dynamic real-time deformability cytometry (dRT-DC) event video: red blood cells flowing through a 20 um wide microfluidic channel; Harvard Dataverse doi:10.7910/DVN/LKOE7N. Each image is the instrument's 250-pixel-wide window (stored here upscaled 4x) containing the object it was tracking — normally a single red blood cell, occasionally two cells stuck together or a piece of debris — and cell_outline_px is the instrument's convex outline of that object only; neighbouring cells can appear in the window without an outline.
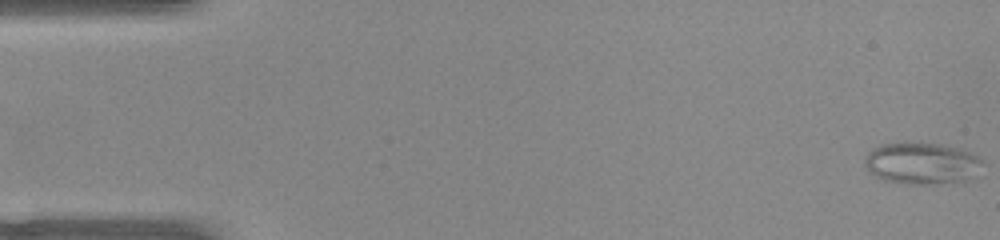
{"species": "common noctule bat (a hibernating species)", "species_latin": "Nyctalus noctula", "temperature_condition": "warm", "stored_images_in_passage": 52, "camera_frame_rate_fps": 3000, "um_per_image_px": 0.085, "animal": {"sex": "female", "body_mass_g": 22.0, "forearm_length_mm": 56.7}, "frame": {"image": 1, "passage_image": 1, "time_ms": 0.0, "image_size_px": [1000, 240], "cell_outline_px": [[984, 160], [976, 176], [964, 184], [900, 184], [884, 180], [876, 176], [864, 164], [864, 156], [872, 148], [880, 144], [904, 140], [920, 140], [944, 144], [960, 148]], "centroid_in_image_um": [78.38, 13.86], "position_along_channel_um": 6.6, "area_um2": 30.23}}
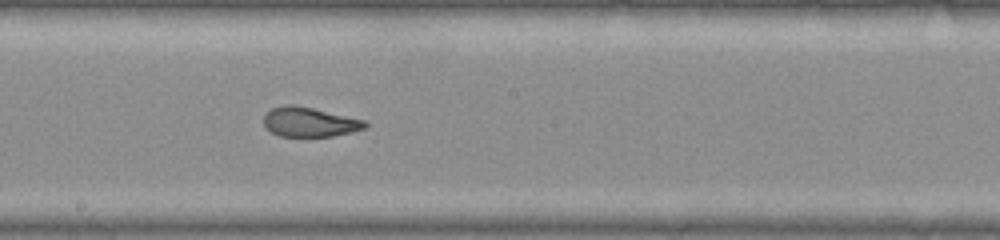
{"frame": {"image": 2, "passage_image": 28, "time_ms": 9.0, "image_size_px": [1000, 240], "cell_outline_px": [[368, 124], [364, 128], [352, 132], [332, 136], [280, 136], [272, 132], [264, 124], [264, 112], [272, 108], [288, 104], [292, 104], [312, 108], [368, 120]], "centroid_in_image_um": [26.33, 10.36], "position_along_channel_um": 221.9, "area_um2": 17.46}}
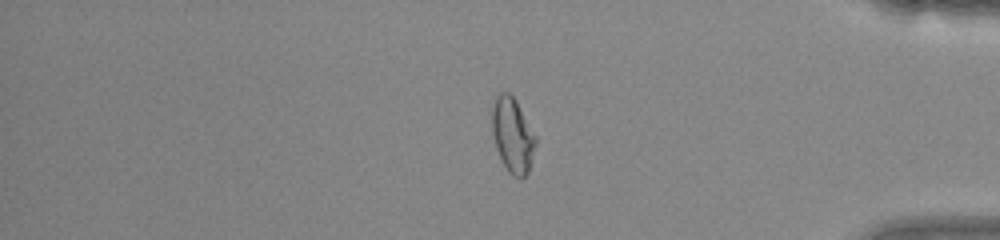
{"frame": {"image": 3, "passage_image": 43, "time_ms": 14.0, "image_size_px": [1000, 240], "cell_outline_px": [[536, 144], [528, 172], [520, 180], [512, 176], [508, 172], [496, 148], [492, 132], [492, 104], [496, 96], [500, 92], [508, 92], [516, 100], [536, 136]], "centroid_in_image_um": [43.57, 11.49], "position_along_channel_um": 391.6, "area_um2": 19.02}, "authors_computed_cell_mechanics": {"area_um2": 19.6809, "velocity_mm_per_s": 3.95, "shape_relaxation_time_tau1_ms": null, "shape_relaxation_time_tau2_ms": 1.5189, "deformation_change_tau1": null, "deformation_change_tau2": 0.0762}}